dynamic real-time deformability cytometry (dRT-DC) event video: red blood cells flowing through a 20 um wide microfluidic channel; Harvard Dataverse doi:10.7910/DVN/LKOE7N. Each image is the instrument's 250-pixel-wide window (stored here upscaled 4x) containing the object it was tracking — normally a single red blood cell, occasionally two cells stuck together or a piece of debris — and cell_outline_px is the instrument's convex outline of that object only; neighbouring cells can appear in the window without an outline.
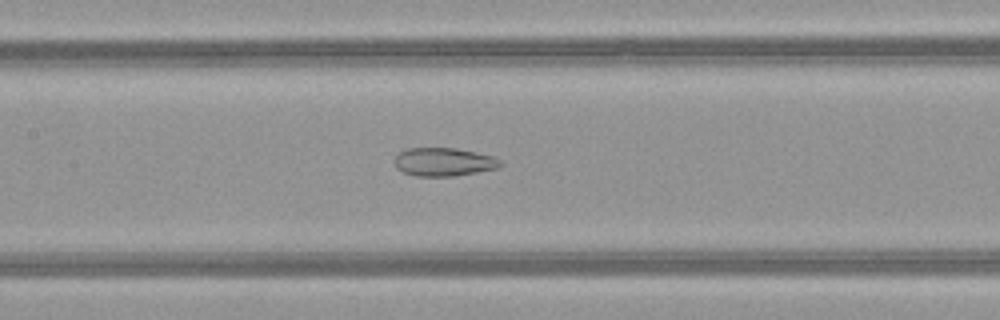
{"species": "common noctule bat (a hibernating species)", "species_latin": "Nyctalus noctula", "temperature_condition": "warm", "stored_images_in_passage": 48, "camera_frame_rate_fps": 3000, "um_per_image_px": 0.085, "animal": {"sex": "female", "body_mass_g": 21.9}, "frame": {"image": 1, "passage_image": 21, "time_ms": 6.667, "image_size_px": [1000, 320], "cell_outline_px": [[500, 164], [496, 168], [456, 176], [416, 176], [404, 172], [396, 168], [396, 156], [400, 152], [408, 148], [456, 148], [476, 152], [492, 156], [500, 160]], "centroid_in_image_um": [37.7, 13.76], "position_along_channel_um": 169.7, "area_um2": 17.22}}
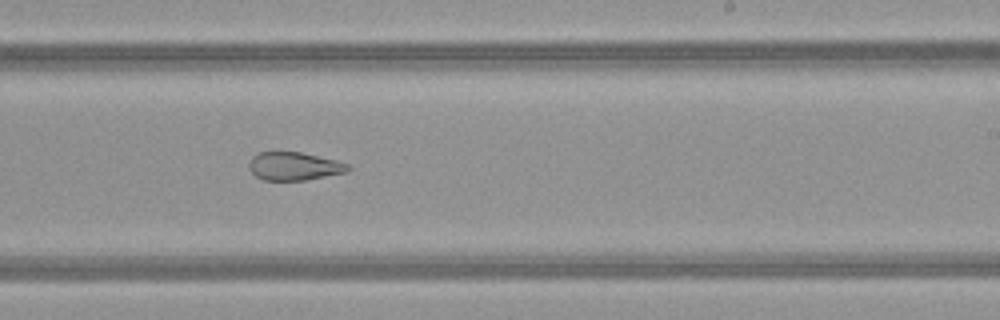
{"frame": {"image": 2, "passage_image": 28, "time_ms": 9.0, "image_size_px": [1000, 320], "cell_outline_px": [[352, 168], [348, 172], [304, 180], [264, 180], [256, 176], [248, 168], [248, 164], [252, 156], [256, 152], [300, 152], [336, 160], [348, 164]], "centroid_in_image_um": [24.99, 14.12], "position_along_channel_um": 264.0, "area_um2": 16.3}}
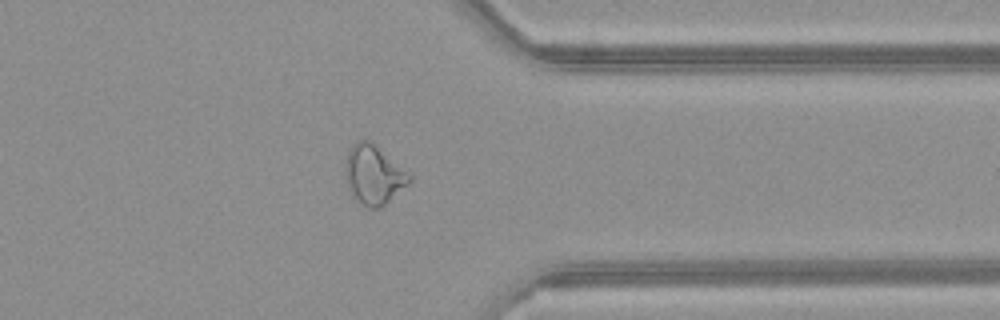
{"frame": {"image": 3, "passage_image": 37, "time_ms": 12.0, "image_size_px": [1000, 320], "cell_outline_px": [[412, 180], [408, 184], [380, 208], [368, 208], [360, 204], [352, 196], [348, 184], [344, 168], [348, 152], [352, 144], [356, 140], [372, 140], [412, 176]], "centroid_in_image_um": [31.75, 14.83], "position_along_channel_um": 379.6, "area_um2": 22.14}, "authors_computed_cell_mechanics": {"area_um2": 22.9466, "velocity_mm_per_s": 4.057, "shape_relaxation_time_tau1_ms": null, "shape_relaxation_time_tau2_ms": 2.6623, "deformation_change_tau1": null, "deformation_change_tau2": 0.0999}}